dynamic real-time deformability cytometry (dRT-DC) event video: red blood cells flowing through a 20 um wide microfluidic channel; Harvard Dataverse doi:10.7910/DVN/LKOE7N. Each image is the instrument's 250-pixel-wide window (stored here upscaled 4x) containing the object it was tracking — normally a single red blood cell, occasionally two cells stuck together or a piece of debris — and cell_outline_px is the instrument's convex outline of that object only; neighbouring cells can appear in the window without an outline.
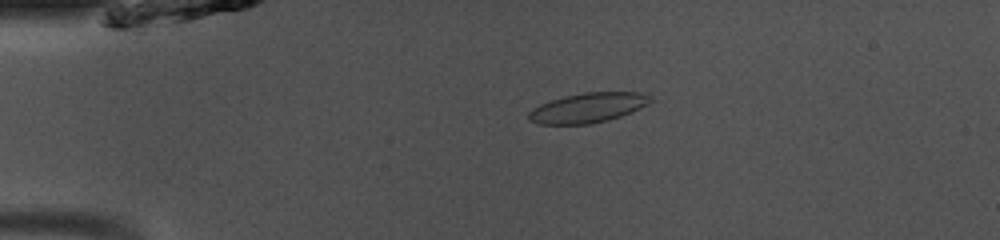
{"species": "common noctule bat (a hibernating species)", "species_latin": "Nyctalus noctula", "temperature_condition": "room temperature", "stored_images_in_passage": 43, "camera_frame_rate_fps": 3000, "um_per_image_px": 0.085, "animal": {"sex": "male", "body_mass_g": 13.0, "forearm_length_mm": 53.1}, "frame": {"image": 1, "passage_image": 5, "time_ms": 1.333, "image_size_px": [1000, 240], "cell_outline_px": [[656, 100], [640, 108], [620, 116], [608, 120], [588, 124], [540, 124], [528, 120], [528, 112], [532, 108], [540, 104], [564, 96], [584, 92], [640, 92], [652, 96]], "centroid_in_image_um": [50.0, 9.15], "position_along_channel_um": 35.0, "area_um2": 21.21}}
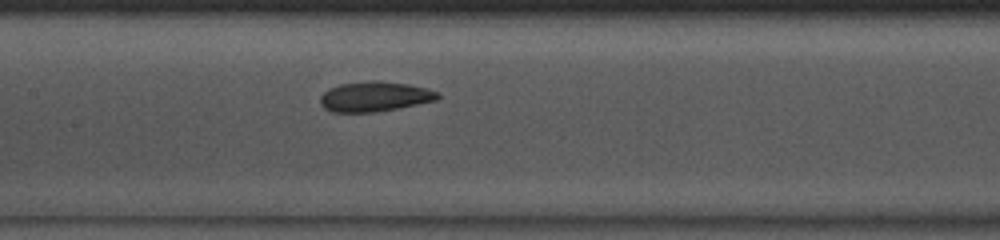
{"frame": {"image": 2, "passage_image": 18, "time_ms": 5.667, "image_size_px": [1000, 240], "cell_outline_px": [[440, 96], [436, 100], [396, 108], [372, 112], [332, 112], [324, 108], [320, 104], [320, 96], [328, 88], [340, 84], [376, 80], [408, 84], [428, 88], [440, 92]], "centroid_in_image_um": [31.83, 8.2], "position_along_channel_um": 175.6, "area_um2": 20.46}}
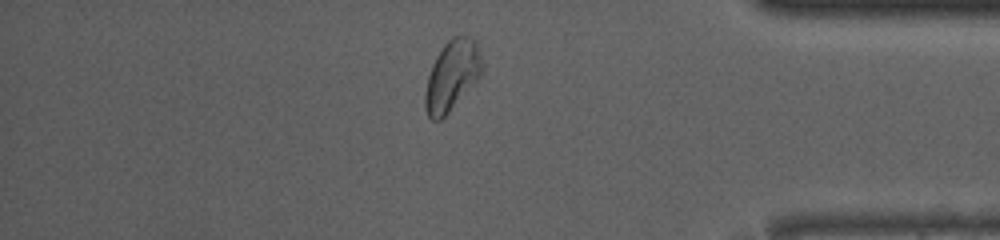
{"frame": {"image": 3, "passage_image": 36, "time_ms": 11.667, "image_size_px": [1000, 240], "cell_outline_px": [[484, 72], [448, 112], [440, 120], [432, 120], [428, 116], [424, 104], [424, 96], [428, 76], [432, 64], [436, 56], [444, 44], [452, 36], [468, 36], [476, 40], [484, 68]], "centroid_in_image_um": [38.42, 6.39], "position_along_channel_um": 396.8, "area_um2": 23.24}, "authors_computed_cell_mechanics": {"area_um2": 21.0392, "velocity_mm_per_s": 4.0889, "shape_relaxation_time_tau1_ms": null, "shape_relaxation_time_tau2_ms": 2.9326, "deformation_change_tau1": null, "deformation_change_tau2": 0.08}}